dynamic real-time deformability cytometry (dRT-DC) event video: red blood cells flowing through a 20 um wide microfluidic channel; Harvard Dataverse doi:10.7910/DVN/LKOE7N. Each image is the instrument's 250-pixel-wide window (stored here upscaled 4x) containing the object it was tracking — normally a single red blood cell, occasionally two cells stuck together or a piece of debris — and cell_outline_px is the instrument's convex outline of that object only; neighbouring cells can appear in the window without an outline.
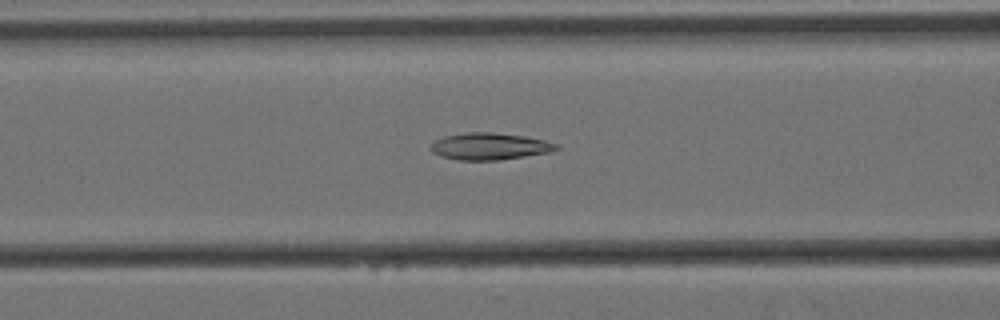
{"species": "Egyptian fruit bat (a non-hibernating species)", "species_latin": "Rousettus aegyptiacus", "temperature_condition": "cold", "stored_images_in_passage": 58, "camera_frame_rate_fps": 3000, "um_per_image_px": 0.085, "animal": {"sex": "female"}, "frame": {"image": 1, "passage_image": 22, "time_ms": 7.0, "image_size_px": [1000, 320], "cell_outline_px": [[560, 148], [552, 152], [500, 160], [460, 160], [440, 156], [432, 152], [428, 148], [436, 140], [444, 136], [468, 132], [492, 132], [524, 136], [544, 140], [560, 144]], "centroid_in_image_um": [41.65, 12.44], "position_along_channel_um": 125.0, "area_um2": 19.83}}
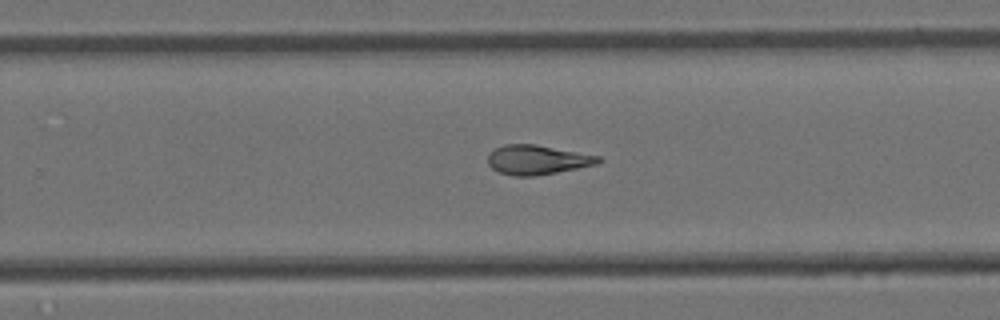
{"frame": {"image": 2, "passage_image": 36, "time_ms": 11.667, "image_size_px": [1000, 320], "cell_outline_px": [[604, 160], [596, 164], [556, 172], [532, 176], [512, 176], [500, 172], [492, 168], [488, 164], [488, 156], [496, 148], [504, 144], [536, 144], [600, 156]], "centroid_in_image_um": [45.67, 13.58], "position_along_channel_um": 284.1, "area_um2": 18.79}}
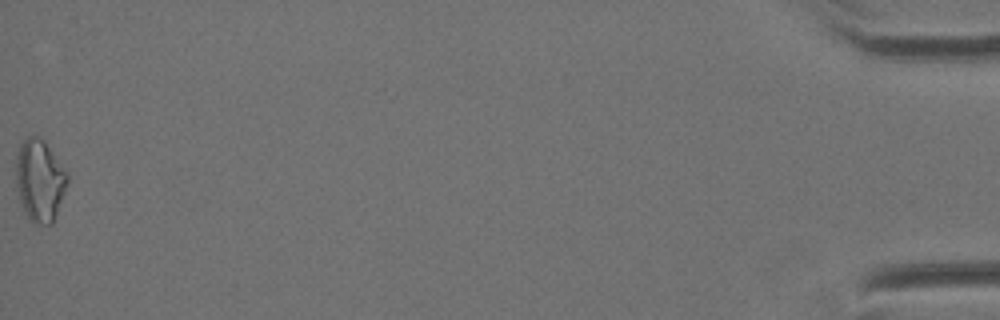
{"frame": {"image": 3, "passage_image": 58, "time_ms": 19.0, "image_size_px": [1000, 320], "cell_outline_px": [[68, 184], [52, 224], [32, 224], [24, 212], [20, 200], [16, 184], [16, 156], [20, 144], [28, 136], [36, 136], [44, 140], [68, 172]], "centroid_in_image_um": [3.38, 15.34], "position_along_channel_um": 431.8, "area_um2": 24.74}, "authors_computed_cell_mechanics": {"area_um2": 19.8254, "velocity_mm_per_s": 3.4164, "shape_relaxation_time_tau1_ms": null, "shape_relaxation_time_tau2_ms": 4.2115, "deformation_change_tau1": null, "deformation_change_tau2": 0.1233}}